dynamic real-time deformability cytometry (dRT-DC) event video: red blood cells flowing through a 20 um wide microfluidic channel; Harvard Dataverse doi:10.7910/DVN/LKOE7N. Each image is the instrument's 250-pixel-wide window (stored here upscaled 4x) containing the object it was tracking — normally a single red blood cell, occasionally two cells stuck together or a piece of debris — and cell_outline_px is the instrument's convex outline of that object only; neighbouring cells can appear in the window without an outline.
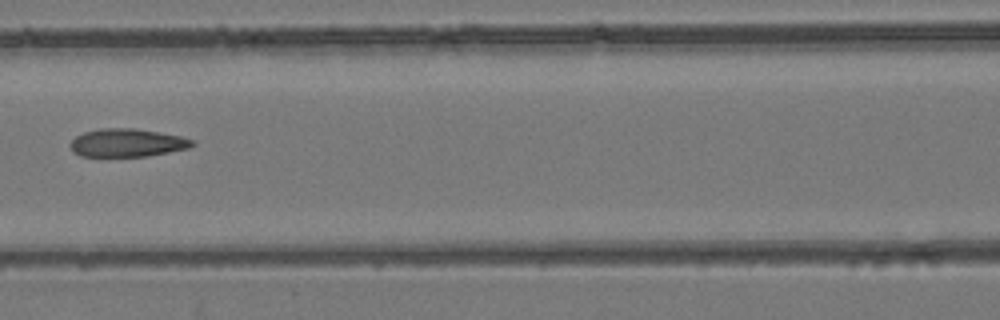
{"species": "common noctule bat (a hibernating species)", "species_latin": "Nyctalus noctula", "temperature_condition": "room temperature", "stored_images_in_passage": 6, "camera_frame_rate_fps": 3000, "um_per_image_px": 0.085, "animal": {"sex": "female", "body_mass_g": 24.6, "forearm_length_mm": 56.2}, "frame": {"image": 1, "passage_image": 5, "time_ms": 1.333, "image_size_px": [1000, 320], "cell_outline_px": [[196, 144], [188, 148], [148, 156], [80, 156], [72, 152], [68, 144], [76, 136], [84, 132], [100, 128], [132, 128], [180, 136], [196, 140]], "centroid_in_image_um": [10.78, 12.14], "position_along_channel_um": 155.8, "area_um2": 20.0}}
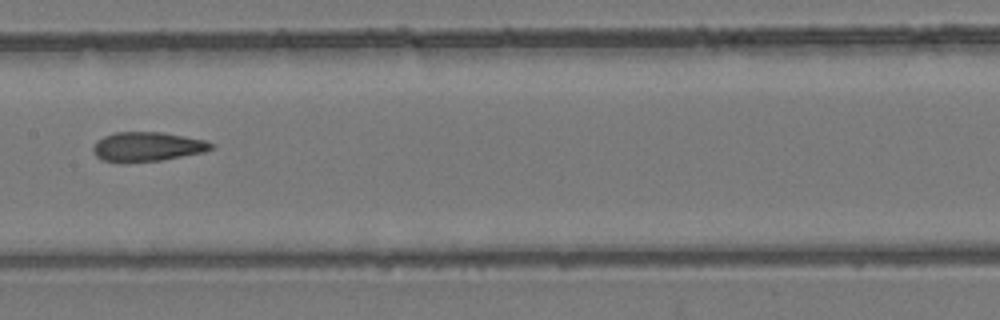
{"frame": {"image": 2, "passage_image": 6, "time_ms": 1.667, "image_size_px": [1000, 320], "cell_outline_px": [[212, 148], [204, 152], [160, 160], [100, 160], [92, 152], [92, 148], [96, 140], [112, 132], [160, 132], [184, 136], [204, 140], [212, 144]], "centroid_in_image_um": [12.48, 12.43], "position_along_channel_um": 194.9, "area_um2": 19.59}}